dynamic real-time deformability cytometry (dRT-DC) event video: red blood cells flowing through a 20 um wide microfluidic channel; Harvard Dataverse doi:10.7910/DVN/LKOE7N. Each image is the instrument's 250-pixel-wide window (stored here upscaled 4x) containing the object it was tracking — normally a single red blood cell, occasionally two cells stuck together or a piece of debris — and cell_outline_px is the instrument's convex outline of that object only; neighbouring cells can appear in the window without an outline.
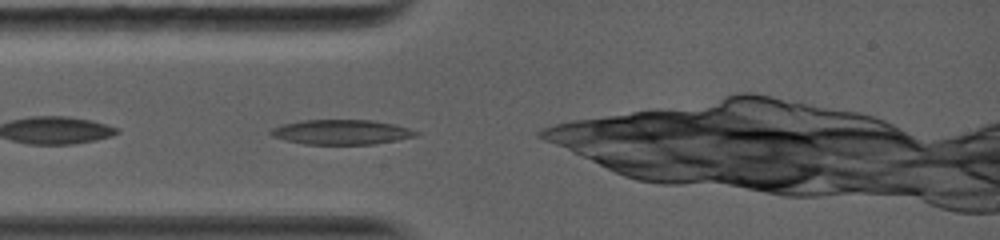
{"species": "common noctule bat (a hibernating species)", "species_latin": "Nyctalus noctula", "temperature_condition": "warm", "stored_images_in_passage": 24, "camera_frame_rate_fps": 5000, "um_per_image_px": 0.085, "animal": {"sex": "female", "body_mass_g": 19.0, "forearm_length_mm": 56.7}, "frame": {"image": 1, "passage_image": 1, "time_ms": 0.0, "image_size_px": [1000, 240], "cell_outline_px": [[420, 132], [416, 136], [376, 144], [304, 144], [284, 140], [272, 136], [268, 132], [272, 128], [284, 124], [300, 120], [372, 120], [396, 124]], "centroid_in_image_um": [29.01, 11.22], "position_along_channel_um": 56.0, "area_um2": 21.04}}
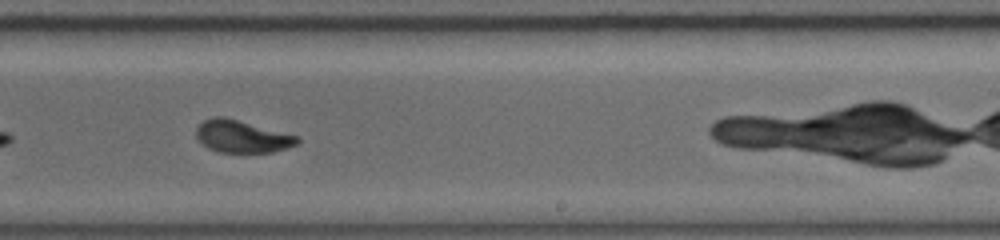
{"frame": {"image": 2, "passage_image": 14, "time_ms": 5.2, "image_size_px": [1000, 240], "cell_outline_px": [[300, 140], [296, 144], [272, 152], [220, 152], [208, 148], [196, 140], [196, 128], [204, 120], [212, 116], [224, 116], [296, 136]], "centroid_in_image_um": [20.48, 11.59], "position_along_channel_um": 268.5, "area_um2": 18.79}}